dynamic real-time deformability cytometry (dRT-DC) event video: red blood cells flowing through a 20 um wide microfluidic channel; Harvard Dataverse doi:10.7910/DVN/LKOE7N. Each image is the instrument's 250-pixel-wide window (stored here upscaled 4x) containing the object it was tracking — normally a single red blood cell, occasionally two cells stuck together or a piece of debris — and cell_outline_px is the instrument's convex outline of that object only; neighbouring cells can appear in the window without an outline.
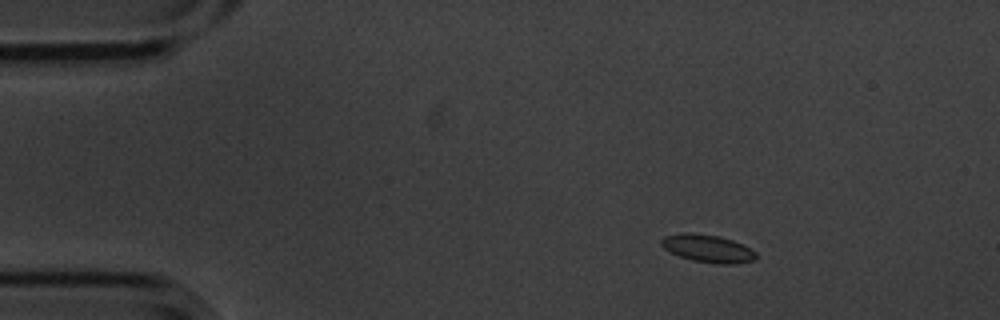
{"species": "common noctule bat (a hibernating species)", "species_latin": "Nyctalus noctula", "temperature_condition": "cold", "stored_images_in_passage": 15, "camera_frame_rate_fps": 3000, "um_per_image_px": 0.085, "animal": {"sex": "male", "body_mass_g": 20.1, "forearm_length_mm": 53.5}, "frame": {"image": 1, "passage_image": 3, "time_ms": 0.667, "image_size_px": [1000, 320], "cell_outline_px": [[756, 260], [736, 264], [716, 264], [692, 260], [680, 256], [664, 248], [660, 244], [660, 240], [664, 236], [684, 232], [692, 232], [720, 236], [744, 244], [756, 252]], "centroid_in_image_um": [60.18, 21.11], "position_along_channel_um": 24.8, "area_um2": 15.49}}
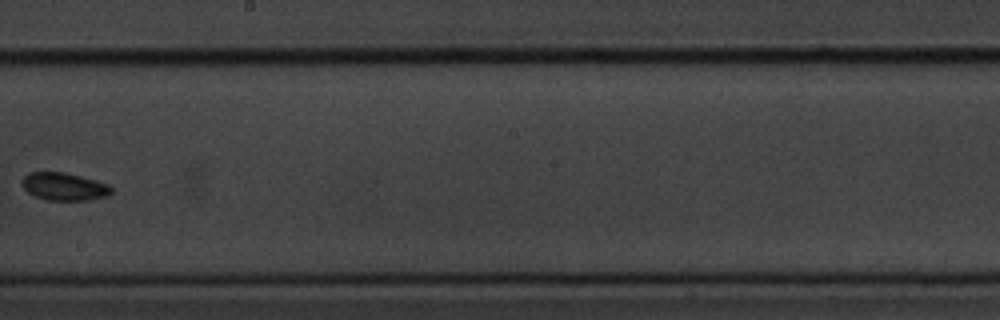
{"frame": {"image": 2, "passage_image": 9, "time_ms": 2.667, "image_size_px": [1000, 320], "cell_outline_px": [[112, 192], [108, 196], [88, 200], [44, 200], [28, 192], [24, 188], [24, 176], [28, 172], [64, 172], [96, 180], [108, 184], [112, 188]], "centroid_in_image_um": [5.49, 15.86], "position_along_channel_um": 242.7, "area_um2": 14.33}}
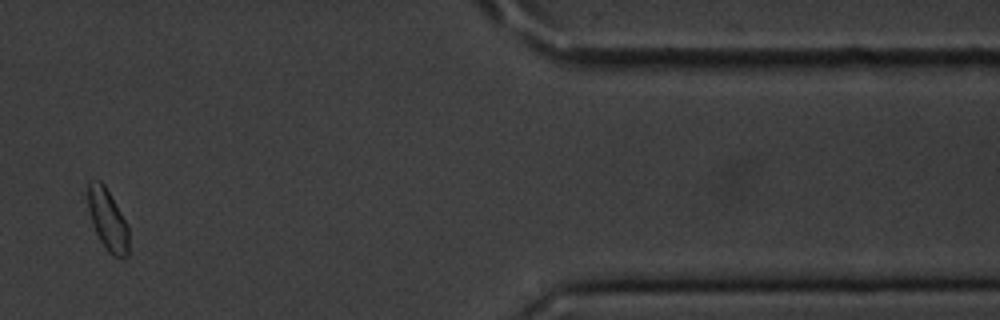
{"frame": {"image": 3, "passage_image": 14, "time_ms": 4.333, "image_size_px": [1000, 320], "cell_outline_px": [[128, 256], [124, 260], [120, 260], [112, 256], [108, 252], [100, 240], [92, 224], [88, 208], [88, 180], [100, 180], [104, 184], [128, 224]], "centroid_in_image_um": [9.17, 18.72], "position_along_channel_um": 402.2, "area_um2": 14.85}}